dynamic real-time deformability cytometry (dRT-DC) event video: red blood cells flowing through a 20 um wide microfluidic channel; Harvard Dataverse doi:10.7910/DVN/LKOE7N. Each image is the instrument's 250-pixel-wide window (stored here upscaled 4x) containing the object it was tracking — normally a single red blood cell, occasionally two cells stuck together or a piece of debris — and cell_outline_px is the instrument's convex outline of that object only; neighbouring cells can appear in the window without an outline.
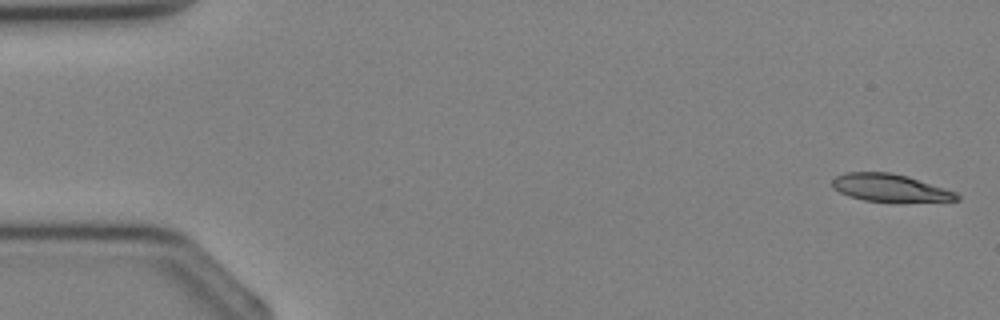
{"species": "Egyptian fruit bat (a non-hibernating species)", "species_latin": "Rousettus aegyptiacus", "temperature_condition": "cold", "stored_images_in_passage": 4, "camera_frame_rate_fps": 3000, "um_per_image_px": 0.085, "animal": {"sex": "female"}, "frame": {"image": 1, "passage_image": 1, "time_ms": 0.0, "image_size_px": [1000, 320], "cell_outline_px": [[960, 200], [900, 204], [896, 204], [864, 200], [848, 196], [832, 188], [832, 180], [836, 176], [848, 172], [888, 172], [908, 176], [956, 192], [960, 196]], "centroid_in_image_um": [75.69, 16.01], "position_along_channel_um": 9.3, "area_um2": 20.75}}
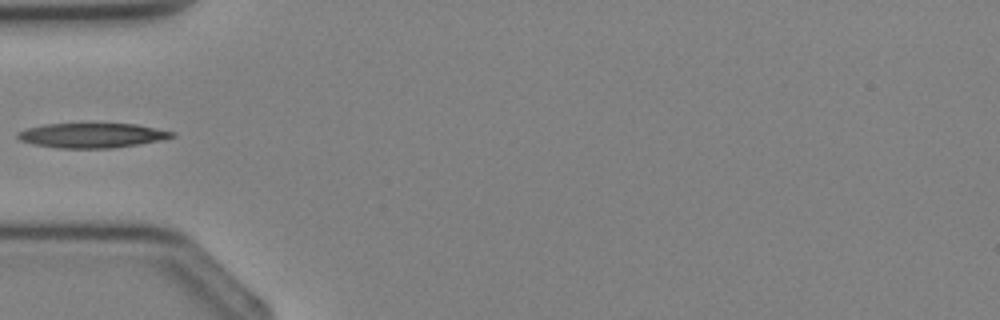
{"frame": {"image": 2, "passage_image": 4, "time_ms": 3.667, "image_size_px": [1000, 320], "cell_outline_px": [[176, 136], [160, 140], [112, 148], [56, 148], [32, 144], [20, 140], [16, 136], [16, 132], [28, 128], [44, 124], [136, 124], [176, 132]], "centroid_in_image_um": [7.79, 11.51], "position_along_channel_um": 77.2, "area_um2": 22.14}}